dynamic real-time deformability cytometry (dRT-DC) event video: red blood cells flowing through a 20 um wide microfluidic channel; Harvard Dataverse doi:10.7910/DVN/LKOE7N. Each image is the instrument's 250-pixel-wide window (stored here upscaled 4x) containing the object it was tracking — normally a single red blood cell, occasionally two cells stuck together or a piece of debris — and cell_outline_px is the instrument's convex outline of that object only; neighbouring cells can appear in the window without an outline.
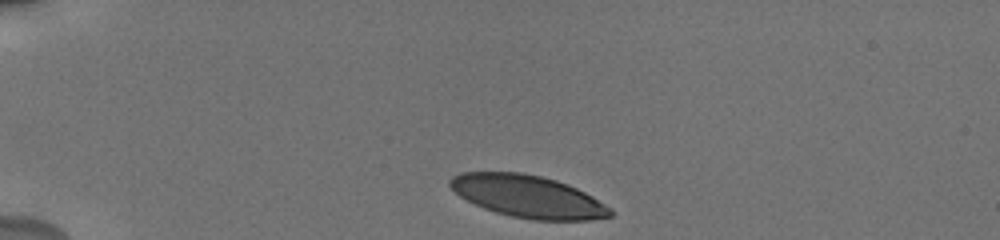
{"species": "human", "species_latin": "Homo sapiens", "temperature_condition": "cold", "stored_images_in_passage": 44, "camera_frame_rate_fps": 3000, "um_per_image_px": 0.085, "donor": {"sex": "male"}, "frame": {"image": 1, "passage_image": 1, "time_ms": 0.0, "image_size_px": [1000, 240], "cell_outline_px": [[612, 216], [592, 220], [532, 220], [512, 216], [496, 212], [484, 208], [460, 196], [448, 184], [448, 180], [452, 176], [460, 172], [520, 172], [540, 176], [556, 180], [568, 184], [592, 196], [612, 208]], "centroid_in_image_um": [44.89, 16.69], "position_along_channel_um": 40.1, "area_um2": 39.42}}
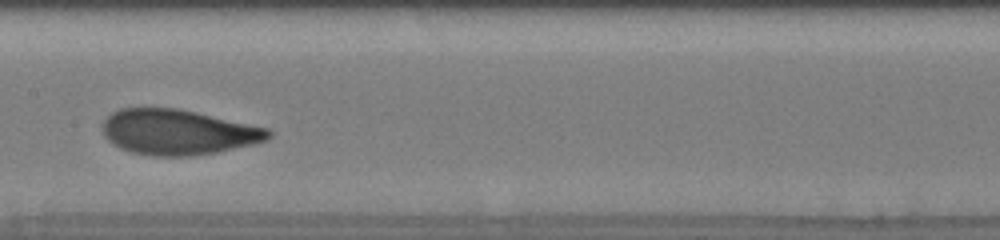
{"frame": {"image": 2, "passage_image": 21, "time_ms": 5.667, "image_size_px": [1000, 240], "cell_outline_px": [[272, 136], [268, 140], [220, 152], [192, 156], [152, 156], [132, 152], [120, 148], [112, 144], [104, 136], [100, 124], [112, 112], [120, 108], [180, 108], [268, 128], [272, 132]], "centroid_in_image_um": [15.12, 11.23], "position_along_channel_um": 192.3, "area_um2": 44.22}}
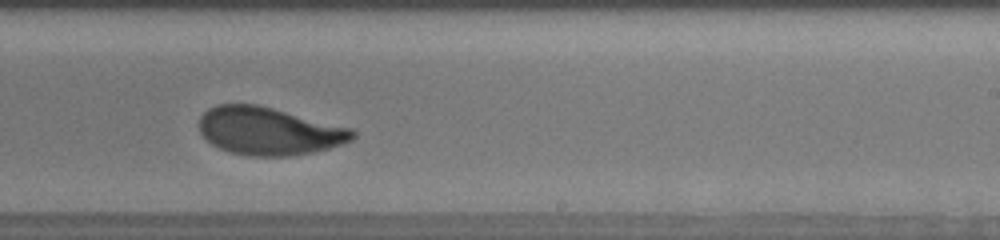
{"frame": {"image": 3, "passage_image": 28, "time_ms": 7.667, "image_size_px": [1000, 240], "cell_outline_px": [[356, 136], [352, 140], [344, 144], [312, 152], [292, 156], [248, 156], [228, 152], [212, 144], [200, 132], [200, 116], [208, 108], [216, 104], [256, 104], [352, 128], [356, 132]], "centroid_in_image_um": [22.86, 11.15], "position_along_channel_um": 266.1, "area_um2": 42.71}, "authors_computed_cell_mechanics": {"area_um2": 43.1766, "velocity_mm_per_s": 3.7196, "shape_relaxation_time_tau1_ms": 3.208, "shape_relaxation_time_tau2_ms": 0.8338, "deformation_change_tau1": 0.1466, "deformation_change_tau2": 0.049}}